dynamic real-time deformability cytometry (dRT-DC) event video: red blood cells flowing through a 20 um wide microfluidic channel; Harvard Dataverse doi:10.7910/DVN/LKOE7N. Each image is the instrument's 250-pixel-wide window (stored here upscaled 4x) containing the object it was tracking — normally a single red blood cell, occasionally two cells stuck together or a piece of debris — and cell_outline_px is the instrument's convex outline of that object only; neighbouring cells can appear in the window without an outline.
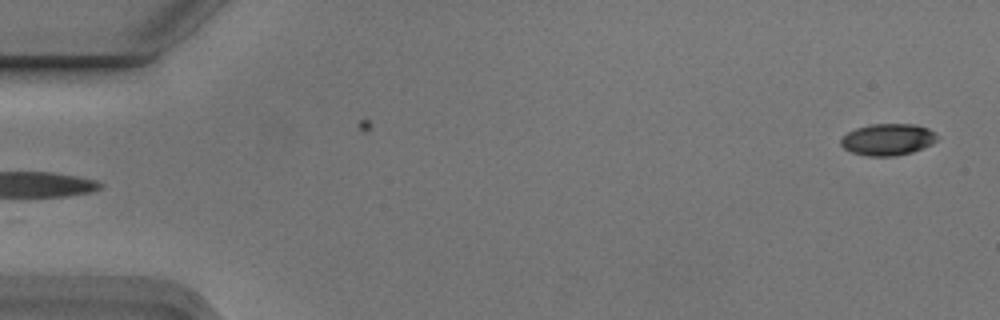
{"species": "Egyptian fruit bat (a non-hibernating species)", "species_latin": "Rousettus aegyptiacus", "temperature_condition": "cold", "stored_images_in_passage": 5, "segment_of_instrument_passage": [2, 2], "camera_frame_rate_fps": 3000, "um_per_image_px": 0.085, "animal": {"sex": "male"}, "frame": {"image": 1, "passage_image": 5, "time_ms": 1.333, "image_size_px": [1000, 320], "cell_outline_px": [[936, 140], [932, 144], [912, 152], [892, 156], [868, 156], [852, 152], [844, 148], [840, 144], [840, 140], [848, 132], [856, 128], [872, 124], [916, 124], [928, 128], [936, 132]], "centroid_in_image_um": [75.47, 11.85], "position_along_channel_um": 9.5, "area_um2": 17.69}}